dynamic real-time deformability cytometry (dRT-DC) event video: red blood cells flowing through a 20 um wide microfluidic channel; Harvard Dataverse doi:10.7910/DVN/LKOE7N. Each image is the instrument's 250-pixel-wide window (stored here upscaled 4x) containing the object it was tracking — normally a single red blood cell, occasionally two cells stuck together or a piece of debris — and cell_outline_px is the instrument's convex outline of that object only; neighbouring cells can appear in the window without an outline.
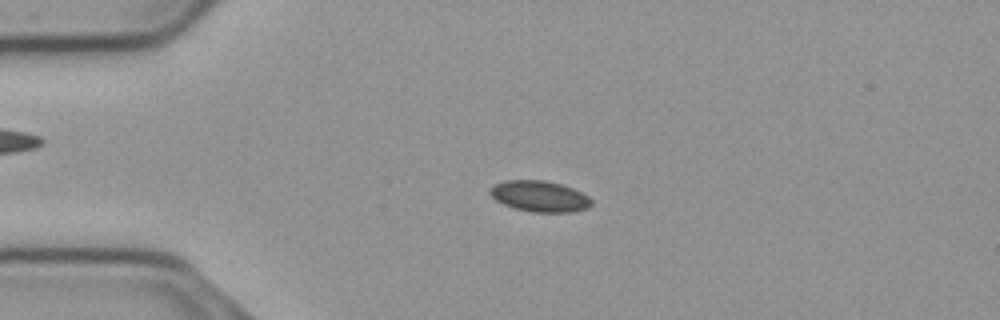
{"species": "common noctule bat (a hibernating species)", "species_latin": "Nyctalus noctula", "temperature_condition": "cold", "stored_images_in_passage": 55, "camera_frame_rate_fps": 3000, "um_per_image_px": 0.085, "animal": {"sex": "male", "body_mass_g": 23.1, "forearm_length_mm": 52.7}, "frame": {"image": 1, "passage_image": 13, "time_ms": 4.0, "image_size_px": [1000, 320], "cell_outline_px": [[592, 204], [588, 208], [572, 212], [532, 212], [512, 208], [496, 200], [488, 192], [496, 184], [504, 180], [544, 180], [560, 184], [572, 188], [588, 196], [592, 200]], "centroid_in_image_um": [45.87, 16.69], "position_along_channel_um": 39.1, "area_um2": 18.26}}
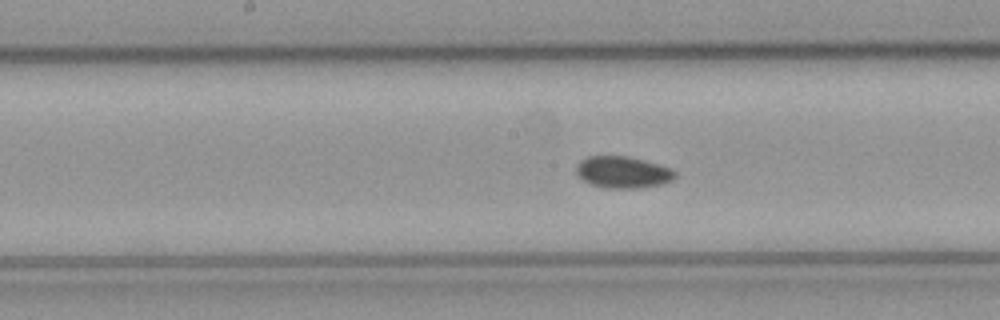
{"frame": {"image": 2, "passage_image": 28, "time_ms": 9.0, "image_size_px": [1000, 320], "cell_outline_px": [[676, 176], [672, 180], [664, 184], [640, 188], [608, 188], [592, 184], [584, 180], [576, 172], [576, 168], [580, 160], [588, 156], [628, 156], [644, 160], [672, 168], [676, 172]], "centroid_in_image_um": [52.98, 14.63], "position_along_channel_um": 195.2, "area_um2": 18.26}}
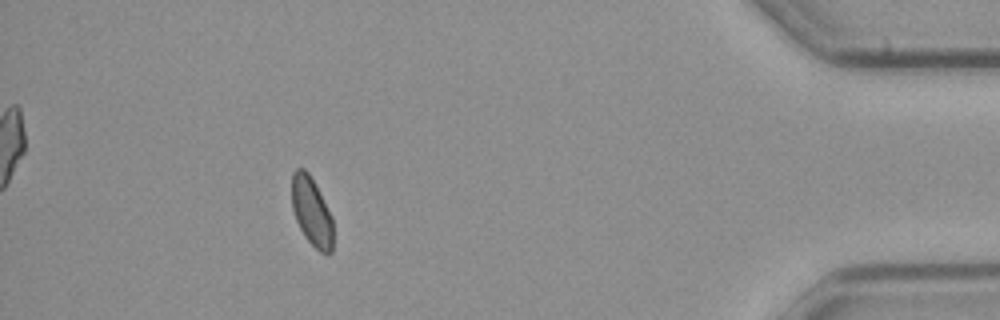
{"frame": {"image": 3, "passage_image": 50, "time_ms": 16.333, "image_size_px": [1000, 320], "cell_outline_px": [[332, 252], [328, 256], [320, 252], [304, 236], [296, 220], [292, 208], [292, 172], [296, 168], [304, 168], [308, 172], [332, 216]], "centroid_in_image_um": [26.48, 18.0], "position_along_channel_um": 408.7, "area_um2": 16.42}, "authors_computed_cell_mechanics": {"area_um2": 17.8602, "velocity_mm_per_s": 3.704, "shape_relaxation_time_tau1_ms": null, "shape_relaxation_time_tau2_ms": 8.5962, "deformation_change_tau1": null, "deformation_change_tau2": 0.0949}}